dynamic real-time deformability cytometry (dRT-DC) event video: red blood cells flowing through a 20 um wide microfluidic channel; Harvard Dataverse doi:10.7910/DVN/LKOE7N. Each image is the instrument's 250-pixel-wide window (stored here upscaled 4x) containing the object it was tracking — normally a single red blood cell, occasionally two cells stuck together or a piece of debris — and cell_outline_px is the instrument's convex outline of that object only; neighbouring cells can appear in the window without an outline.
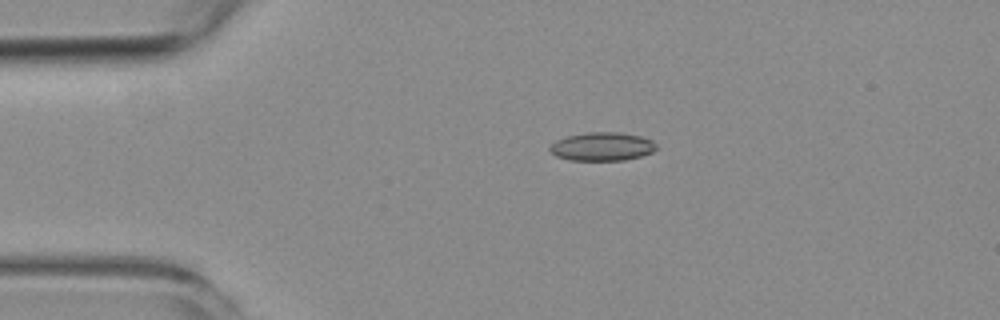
{"species": "common noctule bat (a hibernating species)", "species_latin": "Nyctalus noctula", "temperature_condition": "room temperature", "stored_images_in_passage": 4, "camera_frame_rate_fps": 3000, "um_per_image_px": 0.085, "animal": {"sex": "female", "body_mass_g": 19.3, "forearm_length_mm": 54.1}, "frame": {"image": 1, "passage_image": 3, "time_ms": 2.333, "image_size_px": [1000, 320], "cell_outline_px": [[656, 148], [652, 152], [640, 156], [624, 160], [568, 160], [556, 156], [548, 148], [556, 140], [568, 136], [588, 132], [616, 132], [640, 136], [652, 140], [656, 144]], "centroid_in_image_um": [51.17, 12.46], "position_along_channel_um": 33.8, "area_um2": 17.51}}